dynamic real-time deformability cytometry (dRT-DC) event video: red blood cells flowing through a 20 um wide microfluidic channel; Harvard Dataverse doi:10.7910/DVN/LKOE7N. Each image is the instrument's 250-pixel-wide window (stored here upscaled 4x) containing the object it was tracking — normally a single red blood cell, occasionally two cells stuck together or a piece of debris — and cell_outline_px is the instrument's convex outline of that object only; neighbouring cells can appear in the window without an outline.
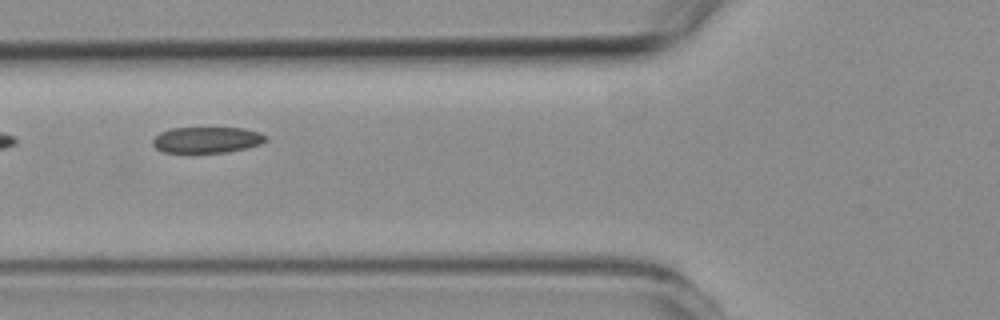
{"species": "common noctule bat (a hibernating species)", "species_latin": "Nyctalus noctula", "temperature_condition": "room temperature", "stored_images_in_passage": 6, "camera_frame_rate_fps": 3000, "um_per_image_px": 0.085, "animal": {"sex": "female", "body_mass_g": 19.3, "forearm_length_mm": 54.1}, "frame": {"image": 1, "passage_image": 2, "time_ms": 2.333, "image_size_px": [1000, 320], "cell_outline_px": [[264, 140], [260, 144], [244, 148], [224, 152], [164, 152], [156, 148], [152, 144], [152, 140], [160, 132], [172, 128], [244, 128], [260, 132], [264, 136]], "centroid_in_image_um": [17.54, 11.88], "position_along_channel_um": 108.3, "area_um2": 16.82}}
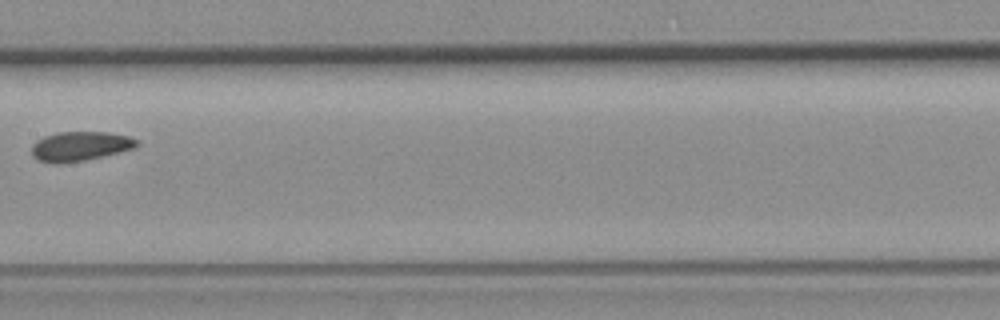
{"frame": {"image": 2, "passage_image": 4, "time_ms": 4.667, "image_size_px": [1000, 320], "cell_outline_px": [[140, 144], [136, 148], [84, 160], [40, 160], [32, 156], [32, 144], [36, 140], [44, 136], [56, 132], [108, 132], [128, 136], [136, 140]], "centroid_in_image_um": [6.86, 12.37], "position_along_channel_um": 200.5, "area_um2": 17.34}}
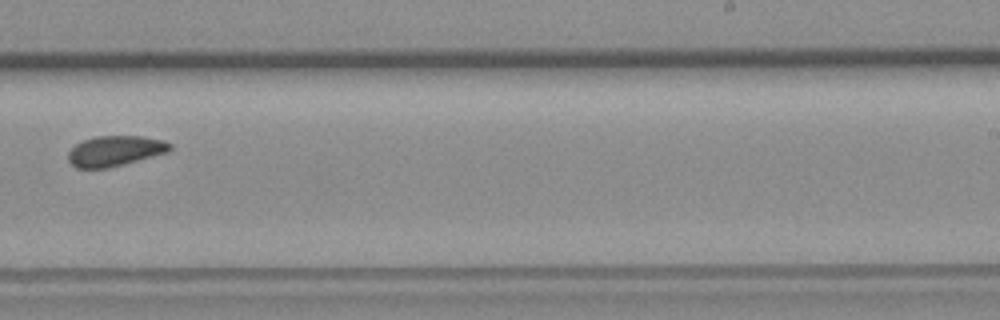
{"frame": {"image": 3, "passage_image": 6, "time_ms": 6.667, "image_size_px": [1000, 320], "cell_outline_px": [[172, 148], [168, 152], [124, 164], [108, 168], [76, 168], [68, 160], [68, 152], [76, 144], [84, 140], [96, 136], [140, 136], [164, 140], [172, 144]], "centroid_in_image_um": [9.79, 12.83], "position_along_channel_um": 279.2, "area_um2": 17.98}}